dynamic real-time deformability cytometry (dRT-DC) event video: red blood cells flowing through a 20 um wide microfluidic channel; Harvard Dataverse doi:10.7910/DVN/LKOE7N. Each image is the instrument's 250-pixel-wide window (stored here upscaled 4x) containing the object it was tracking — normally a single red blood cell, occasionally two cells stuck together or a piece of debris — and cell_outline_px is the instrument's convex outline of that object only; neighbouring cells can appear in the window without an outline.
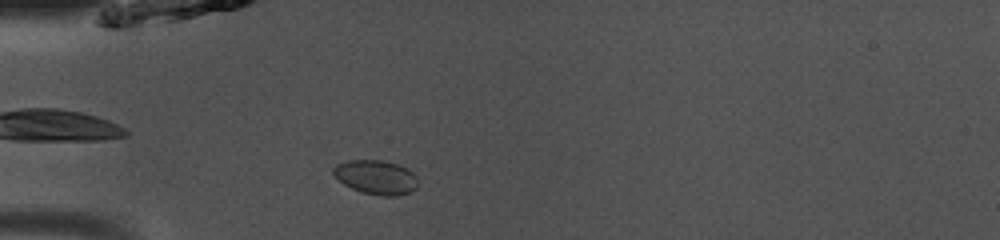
{"species": "common noctule bat (a hibernating species)", "species_latin": "Nyctalus noctula", "temperature_condition": "room temperature", "stored_images_in_passage": 39, "camera_frame_rate_fps": 3000, "um_per_image_px": 0.085, "animal": {"sex": "male", "body_mass_g": 13.0, "forearm_length_mm": 53.1}, "frame": {"image": 1, "passage_image": 4, "time_ms": 1.0, "image_size_px": [1000, 240], "cell_outline_px": [[416, 188], [412, 192], [396, 196], [380, 196], [364, 192], [352, 188], [344, 184], [332, 172], [332, 168], [336, 164], [348, 160], [380, 160], [396, 164], [412, 172], [416, 176]], "centroid_in_image_um": [31.95, 15.07], "position_along_channel_um": 53.0, "area_um2": 16.65}}
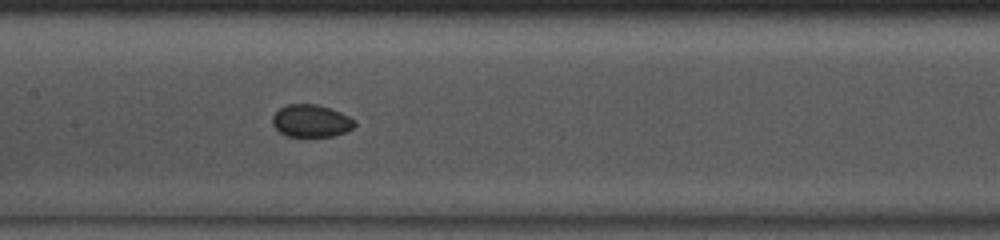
{"frame": {"image": 2, "passage_image": 14, "time_ms": 4.333, "image_size_px": [1000, 240], "cell_outline_px": [[356, 124], [352, 128], [344, 132], [332, 136], [288, 136], [280, 132], [272, 124], [272, 116], [280, 108], [288, 104], [316, 104], [340, 112], [356, 120]], "centroid_in_image_um": [26.44, 10.27], "position_along_channel_um": 181.0, "area_um2": 15.37}}
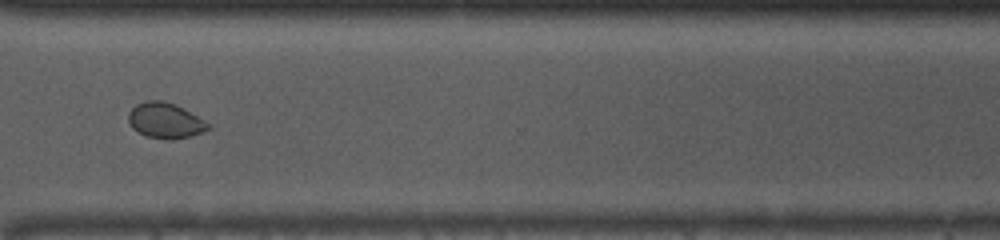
{"frame": {"image": 3, "passage_image": 27, "time_ms": 8.667, "image_size_px": [1000, 240], "cell_outline_px": [[212, 128], [204, 132], [172, 140], [164, 140], [144, 136], [132, 128], [128, 120], [128, 112], [136, 104], [148, 100], [160, 100], [172, 104], [204, 120]], "centroid_in_image_um": [14.0, 10.28], "position_along_channel_um": 356.6, "area_um2": 16.36}, "authors_computed_cell_mechanics": {"area_um2": 16.184, "velocity_mm_per_s": 4.0604, "shape_relaxation_time_tau1_ms": null, "shape_relaxation_time_tau2_ms": 3.2643, "deformation_change_tau1": null, "deformation_change_tau2": 0.0451}}